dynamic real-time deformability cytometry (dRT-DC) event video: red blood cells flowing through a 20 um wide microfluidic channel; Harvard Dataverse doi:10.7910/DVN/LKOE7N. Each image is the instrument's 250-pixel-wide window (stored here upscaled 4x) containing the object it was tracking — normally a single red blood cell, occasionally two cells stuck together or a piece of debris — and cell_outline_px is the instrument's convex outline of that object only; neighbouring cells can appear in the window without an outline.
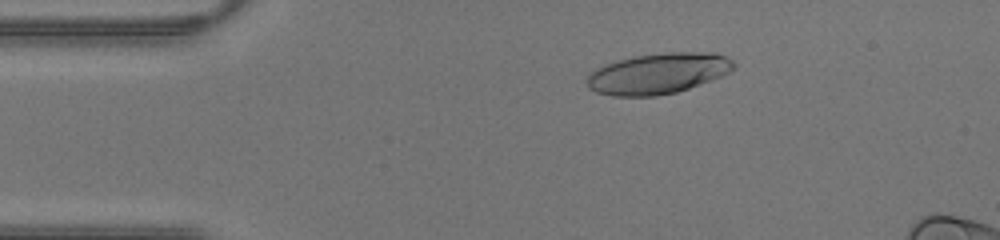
{"species": "human", "species_latin": "Homo sapiens", "temperature_condition": "warm", "stored_images_in_passage": 41, "camera_frame_rate_fps": 3000, "um_per_image_px": 0.085, "donor": {"sex": "male"}, "frame": {"image": 1, "passage_image": 8, "time_ms": 2.333, "image_size_px": [1000, 240], "cell_outline_px": [[736, 68], [720, 76], [688, 88], [676, 92], [656, 96], [612, 96], [596, 92], [588, 88], [588, 72], [604, 64], [616, 60], [636, 56], [664, 52], [716, 52], [732, 60], [736, 64]], "centroid_in_image_um": [55.92, 6.23], "position_along_channel_um": 29.1, "area_um2": 34.91}}
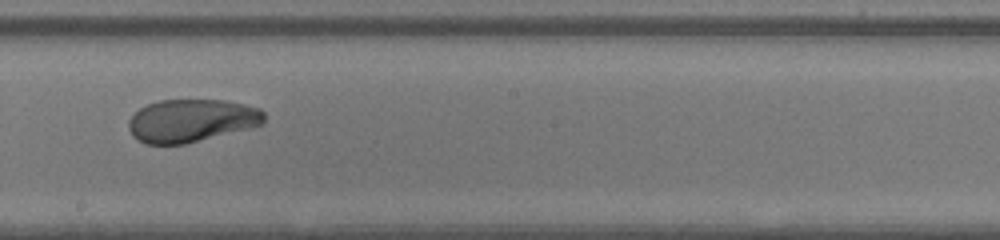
{"frame": {"image": 2, "passage_image": 24, "time_ms": 7.667, "image_size_px": [1000, 240], "cell_outline_px": [[264, 124], [184, 144], [144, 144], [132, 136], [128, 128], [128, 120], [140, 108], [148, 104], [160, 100], [224, 100], [244, 104], [260, 108], [264, 112]], "centroid_in_image_um": [16.25, 10.25], "position_along_channel_um": 232.0, "area_um2": 33.76}}
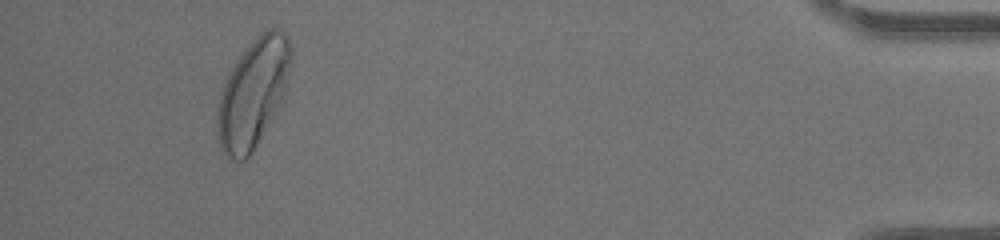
{"frame": {"image": 3, "passage_image": 40, "time_ms": 13.0, "image_size_px": [1000, 240], "cell_outline_px": [[292, 56], [284, 92], [280, 100], [252, 152], [244, 160], [236, 160], [228, 156], [220, 148], [216, 120], [220, 92], [232, 68], [240, 56], [252, 40], [260, 32], [268, 28], [276, 28], [284, 32], [288, 36], [292, 52]], "centroid_in_image_um": [21.5, 7.87], "position_along_channel_um": 413.7, "area_um2": 45.43}}